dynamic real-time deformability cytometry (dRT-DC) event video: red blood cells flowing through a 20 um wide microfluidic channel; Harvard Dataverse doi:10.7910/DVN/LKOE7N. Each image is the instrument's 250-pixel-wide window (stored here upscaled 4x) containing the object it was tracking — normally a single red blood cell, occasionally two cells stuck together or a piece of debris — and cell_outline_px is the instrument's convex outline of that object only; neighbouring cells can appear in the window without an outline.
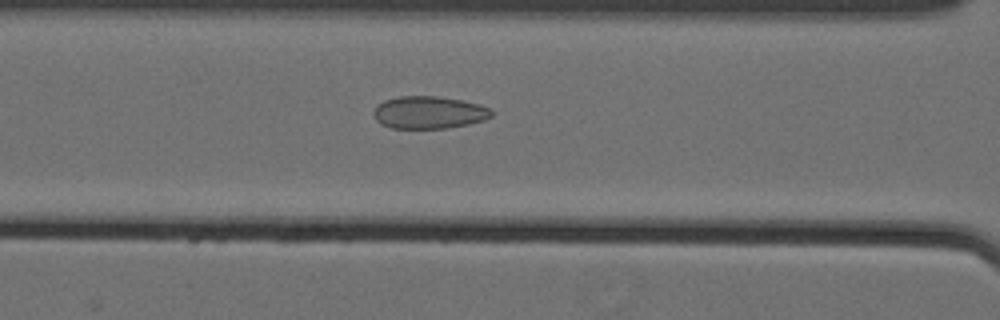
{"species": "Egyptian fruit bat (a non-hibernating species)", "species_latin": "Rousettus aegyptiacus", "temperature_condition": "cold", "stored_images_in_passage": 59, "camera_frame_rate_fps": 3000, "um_per_image_px": 0.085, "animal": {"sex": "female"}, "frame": {"image": 1, "passage_image": 28, "time_ms": 9.0, "image_size_px": [1000, 320], "cell_outline_px": [[492, 116], [484, 120], [468, 124], [448, 128], [392, 128], [380, 124], [376, 120], [372, 112], [384, 100], [400, 96], [436, 96], [464, 100], [480, 104], [488, 108], [492, 112]], "centroid_in_image_um": [36.46, 9.56], "position_along_channel_um": 130.1, "area_um2": 22.31}}
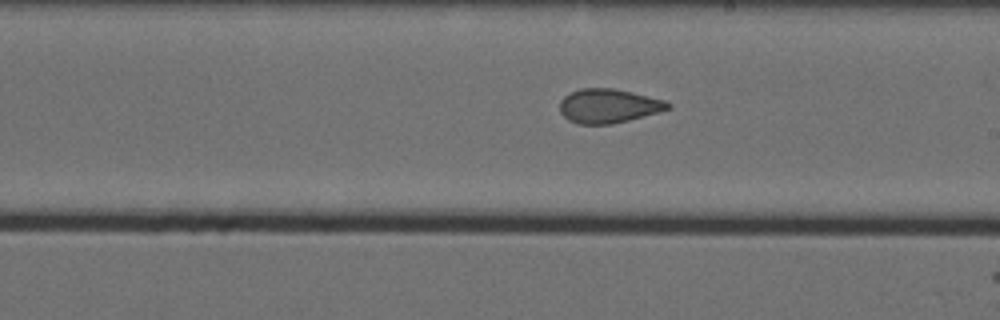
{"frame": {"image": 2, "passage_image": 37, "time_ms": 12.0, "image_size_px": [1000, 320], "cell_outline_px": [[672, 108], [628, 120], [612, 124], [580, 124], [568, 120], [560, 112], [560, 100], [564, 96], [580, 88], [612, 88], [632, 92], [664, 100], [672, 104]], "centroid_in_image_um": [51.71, 9.0], "position_along_channel_um": 237.3, "area_um2": 21.39}}
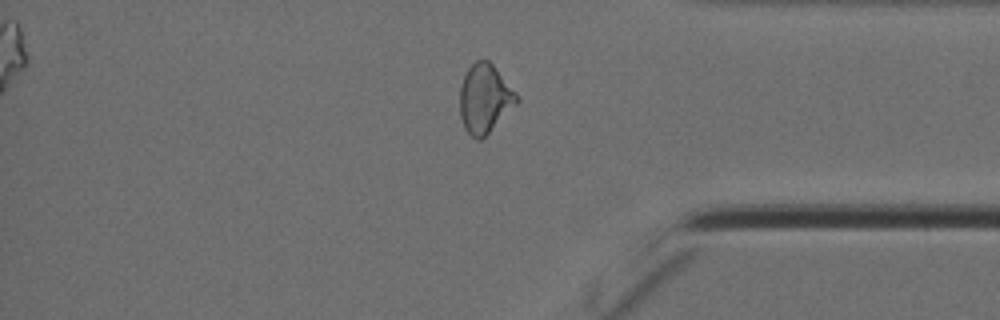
{"frame": {"image": 3, "passage_image": 51, "time_ms": 16.667, "image_size_px": [1000, 320], "cell_outline_px": [[520, 100], [480, 140], [476, 140], [464, 128], [460, 116], [460, 88], [464, 76], [468, 68], [476, 60], [488, 60], [492, 64], [516, 92]], "centroid_in_image_um": [41.19, 8.37], "position_along_channel_um": 394.0, "area_um2": 22.43}, "authors_computed_cell_mechanics": {"area_um2": 23.12, "velocity_mm_per_s": 3.5561, "shape_relaxation_time_tau1_ms": null, "shape_relaxation_time_tau2_ms": 1.6652, "deformation_change_tau1": null, "deformation_change_tau2": 0.069}}